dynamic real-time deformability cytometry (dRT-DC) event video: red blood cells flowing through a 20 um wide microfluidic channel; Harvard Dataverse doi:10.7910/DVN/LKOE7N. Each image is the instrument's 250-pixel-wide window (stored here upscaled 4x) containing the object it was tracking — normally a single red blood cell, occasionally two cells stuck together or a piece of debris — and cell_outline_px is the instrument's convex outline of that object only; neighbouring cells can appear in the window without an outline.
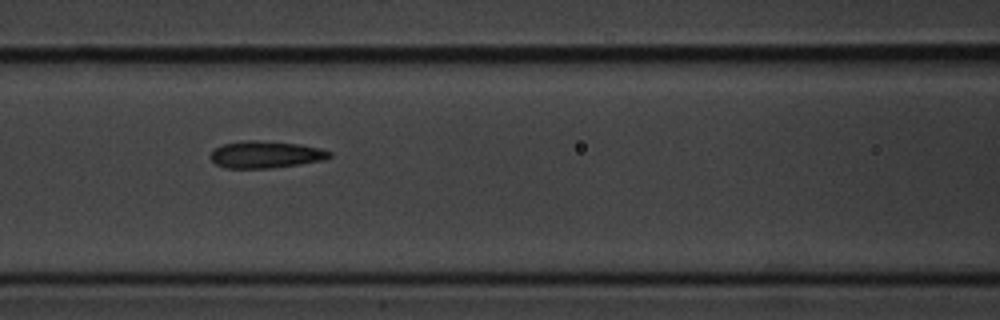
{"species": "common noctule bat (a hibernating species)", "species_latin": "Nyctalus noctula", "temperature_condition": "cold", "stored_images_in_passage": 7, "camera_frame_rate_fps": 3000, "um_per_image_px": 0.085, "animal": {"sex": "male", "body_mass_g": 20.1, "forearm_length_mm": 53.5}, "frame": {"image": 1, "passage_image": 6, "time_ms": 1.667, "image_size_px": [1000, 320], "cell_outline_px": [[332, 156], [324, 160], [300, 164], [272, 168], [224, 168], [216, 164], [208, 156], [216, 148], [224, 144], [244, 140], [256, 140], [300, 144], [320, 148], [332, 152]], "centroid_in_image_um": [22.59, 13.14], "position_along_channel_um": 144.0, "area_um2": 18.79}}
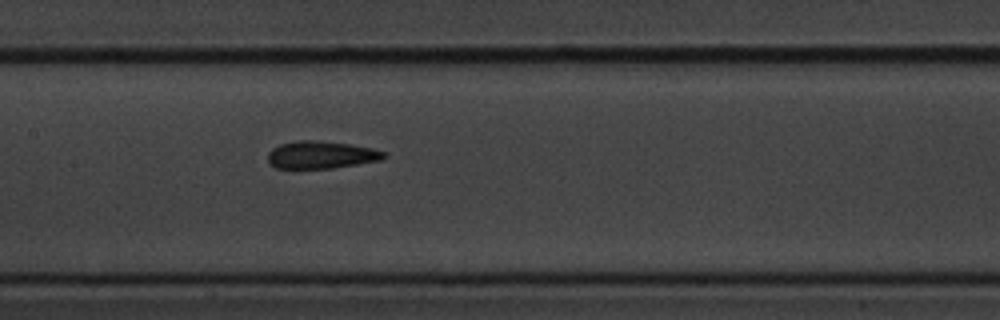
{"frame": {"image": 2, "passage_image": 7, "time_ms": 2.0, "image_size_px": [1000, 320], "cell_outline_px": [[388, 156], [380, 160], [332, 168], [276, 168], [268, 160], [268, 152], [272, 148], [280, 144], [296, 140], [316, 140], [352, 144], [372, 148], [384, 152]], "centroid_in_image_um": [27.29, 13.15], "position_along_channel_um": 180.1, "area_um2": 18.55}}